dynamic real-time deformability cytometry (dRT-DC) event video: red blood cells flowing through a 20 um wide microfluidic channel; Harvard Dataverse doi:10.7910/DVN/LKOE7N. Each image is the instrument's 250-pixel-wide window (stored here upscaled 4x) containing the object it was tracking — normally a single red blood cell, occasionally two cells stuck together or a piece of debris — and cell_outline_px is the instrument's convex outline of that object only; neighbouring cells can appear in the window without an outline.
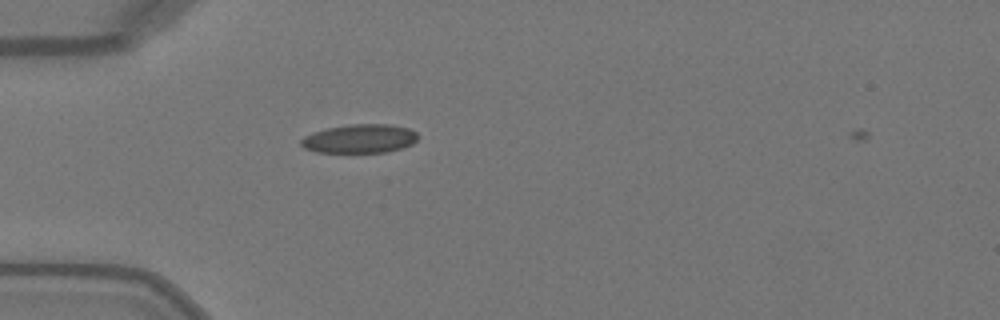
{"species": "Egyptian fruit bat (a non-hibernating species)", "species_latin": "Rousettus aegyptiacus", "temperature_condition": "warm", "stored_images_in_passage": 6, "camera_frame_rate_fps": 3000, "um_per_image_px": 0.085, "animal": {"sex": "female"}, "frame": {"image": 1, "passage_image": 5, "time_ms": 1.333, "image_size_px": [1000, 320], "cell_outline_px": [[416, 140], [412, 144], [400, 148], [384, 152], [316, 152], [304, 148], [300, 144], [300, 140], [304, 136], [328, 128], [352, 124], [388, 124], [408, 128], [416, 132]], "centroid_in_image_um": [30.55, 11.79], "position_along_channel_um": 54.4, "area_um2": 19.31}}